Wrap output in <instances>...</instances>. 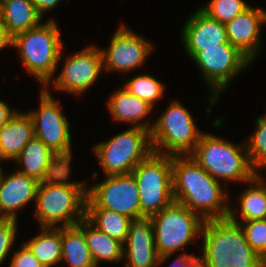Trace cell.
I'll list each match as a JSON object with an SVG mask.
<instances>
[{
	"label": "cell",
	"mask_w": 266,
	"mask_h": 267,
	"mask_svg": "<svg viewBox=\"0 0 266 267\" xmlns=\"http://www.w3.org/2000/svg\"><path fill=\"white\" fill-rule=\"evenodd\" d=\"M174 201L198 214L204 221L229 215L228 184L222 188L191 155L172 156ZM229 199V200H228Z\"/></svg>",
	"instance_id": "6da1fadb"
},
{
	"label": "cell",
	"mask_w": 266,
	"mask_h": 267,
	"mask_svg": "<svg viewBox=\"0 0 266 267\" xmlns=\"http://www.w3.org/2000/svg\"><path fill=\"white\" fill-rule=\"evenodd\" d=\"M71 167L57 176L39 182L35 199V219L41 227L56 228L77 225L85 218L87 185L68 181Z\"/></svg>",
	"instance_id": "7a4b0ae2"
},
{
	"label": "cell",
	"mask_w": 266,
	"mask_h": 267,
	"mask_svg": "<svg viewBox=\"0 0 266 267\" xmlns=\"http://www.w3.org/2000/svg\"><path fill=\"white\" fill-rule=\"evenodd\" d=\"M201 237L199 267H266V262L248 244L240 223L229 217L206 220Z\"/></svg>",
	"instance_id": "3957f363"
},
{
	"label": "cell",
	"mask_w": 266,
	"mask_h": 267,
	"mask_svg": "<svg viewBox=\"0 0 266 267\" xmlns=\"http://www.w3.org/2000/svg\"><path fill=\"white\" fill-rule=\"evenodd\" d=\"M58 23L53 19L13 37L12 47L17 49L27 72L49 87L57 66L62 61L63 41ZM49 85V86H48Z\"/></svg>",
	"instance_id": "277c9868"
},
{
	"label": "cell",
	"mask_w": 266,
	"mask_h": 267,
	"mask_svg": "<svg viewBox=\"0 0 266 267\" xmlns=\"http://www.w3.org/2000/svg\"><path fill=\"white\" fill-rule=\"evenodd\" d=\"M190 155L217 181L246 184L256 173L250 164L245 142L235 145L205 132Z\"/></svg>",
	"instance_id": "5b68a950"
},
{
	"label": "cell",
	"mask_w": 266,
	"mask_h": 267,
	"mask_svg": "<svg viewBox=\"0 0 266 267\" xmlns=\"http://www.w3.org/2000/svg\"><path fill=\"white\" fill-rule=\"evenodd\" d=\"M151 220L159 256L158 266L189 243H195L205 222L198 214L175 201L152 215Z\"/></svg>",
	"instance_id": "8992f818"
},
{
	"label": "cell",
	"mask_w": 266,
	"mask_h": 267,
	"mask_svg": "<svg viewBox=\"0 0 266 267\" xmlns=\"http://www.w3.org/2000/svg\"><path fill=\"white\" fill-rule=\"evenodd\" d=\"M154 122L151 145L154 153L163 155H190L203 132L181 102L172 101ZM164 149V150H163Z\"/></svg>",
	"instance_id": "52a82bcc"
},
{
	"label": "cell",
	"mask_w": 266,
	"mask_h": 267,
	"mask_svg": "<svg viewBox=\"0 0 266 267\" xmlns=\"http://www.w3.org/2000/svg\"><path fill=\"white\" fill-rule=\"evenodd\" d=\"M92 149L105 176L130 174L153 152L150 131L139 127H130L107 141L96 143Z\"/></svg>",
	"instance_id": "ba28073f"
},
{
	"label": "cell",
	"mask_w": 266,
	"mask_h": 267,
	"mask_svg": "<svg viewBox=\"0 0 266 267\" xmlns=\"http://www.w3.org/2000/svg\"><path fill=\"white\" fill-rule=\"evenodd\" d=\"M131 173L137 182L144 216L151 217L174 202L172 156L152 152Z\"/></svg>",
	"instance_id": "9c48e42d"
},
{
	"label": "cell",
	"mask_w": 266,
	"mask_h": 267,
	"mask_svg": "<svg viewBox=\"0 0 266 267\" xmlns=\"http://www.w3.org/2000/svg\"><path fill=\"white\" fill-rule=\"evenodd\" d=\"M51 95L48 87L42 88L38 110L27 113L32 118L35 137L70 166L73 154L69 121L63 115L60 101Z\"/></svg>",
	"instance_id": "30bf717a"
},
{
	"label": "cell",
	"mask_w": 266,
	"mask_h": 267,
	"mask_svg": "<svg viewBox=\"0 0 266 267\" xmlns=\"http://www.w3.org/2000/svg\"><path fill=\"white\" fill-rule=\"evenodd\" d=\"M86 209H106L131 219L143 217L133 174L105 176L104 181L88 186Z\"/></svg>",
	"instance_id": "8fae6325"
},
{
	"label": "cell",
	"mask_w": 266,
	"mask_h": 267,
	"mask_svg": "<svg viewBox=\"0 0 266 267\" xmlns=\"http://www.w3.org/2000/svg\"><path fill=\"white\" fill-rule=\"evenodd\" d=\"M197 64L207 85L211 88L210 104L217 103L221 92L228 87L233 77L244 71L252 61L238 48L231 44H222L220 48L204 49L193 59Z\"/></svg>",
	"instance_id": "7c38bea8"
},
{
	"label": "cell",
	"mask_w": 266,
	"mask_h": 267,
	"mask_svg": "<svg viewBox=\"0 0 266 267\" xmlns=\"http://www.w3.org/2000/svg\"><path fill=\"white\" fill-rule=\"evenodd\" d=\"M152 42L122 24L112 36L109 48H100L104 72H125L139 69L153 49Z\"/></svg>",
	"instance_id": "4fadbf2b"
},
{
	"label": "cell",
	"mask_w": 266,
	"mask_h": 267,
	"mask_svg": "<svg viewBox=\"0 0 266 267\" xmlns=\"http://www.w3.org/2000/svg\"><path fill=\"white\" fill-rule=\"evenodd\" d=\"M61 73L54 79L56 91H65L74 96L83 94L92 87L104 70L100 47L87 46L66 58Z\"/></svg>",
	"instance_id": "5bb4252c"
},
{
	"label": "cell",
	"mask_w": 266,
	"mask_h": 267,
	"mask_svg": "<svg viewBox=\"0 0 266 267\" xmlns=\"http://www.w3.org/2000/svg\"><path fill=\"white\" fill-rule=\"evenodd\" d=\"M181 31L184 50L190 59L204 49L230 44L225 24L210 18L199 8L189 16Z\"/></svg>",
	"instance_id": "9a60e30c"
},
{
	"label": "cell",
	"mask_w": 266,
	"mask_h": 267,
	"mask_svg": "<svg viewBox=\"0 0 266 267\" xmlns=\"http://www.w3.org/2000/svg\"><path fill=\"white\" fill-rule=\"evenodd\" d=\"M123 246L125 267H158L159 256L155 246L154 229L150 216L131 220Z\"/></svg>",
	"instance_id": "2e32d148"
},
{
	"label": "cell",
	"mask_w": 266,
	"mask_h": 267,
	"mask_svg": "<svg viewBox=\"0 0 266 267\" xmlns=\"http://www.w3.org/2000/svg\"><path fill=\"white\" fill-rule=\"evenodd\" d=\"M264 23L266 10L250 6L225 24L228 42L254 62L261 51L260 33Z\"/></svg>",
	"instance_id": "e0dca14e"
},
{
	"label": "cell",
	"mask_w": 266,
	"mask_h": 267,
	"mask_svg": "<svg viewBox=\"0 0 266 267\" xmlns=\"http://www.w3.org/2000/svg\"><path fill=\"white\" fill-rule=\"evenodd\" d=\"M22 166L17 170L38 182L51 179L60 174L68 165L40 139L33 137L14 159Z\"/></svg>",
	"instance_id": "ac0fdd59"
},
{
	"label": "cell",
	"mask_w": 266,
	"mask_h": 267,
	"mask_svg": "<svg viewBox=\"0 0 266 267\" xmlns=\"http://www.w3.org/2000/svg\"><path fill=\"white\" fill-rule=\"evenodd\" d=\"M39 182L21 172L2 174L0 180V218L18 220L17 211L35 201Z\"/></svg>",
	"instance_id": "d6986e66"
},
{
	"label": "cell",
	"mask_w": 266,
	"mask_h": 267,
	"mask_svg": "<svg viewBox=\"0 0 266 267\" xmlns=\"http://www.w3.org/2000/svg\"><path fill=\"white\" fill-rule=\"evenodd\" d=\"M106 104L110 115L116 122H124L132 124L131 127L152 131L154 123L151 124L147 116L154 108L147 102L130 94L123 87L115 91Z\"/></svg>",
	"instance_id": "ffe728a7"
},
{
	"label": "cell",
	"mask_w": 266,
	"mask_h": 267,
	"mask_svg": "<svg viewBox=\"0 0 266 267\" xmlns=\"http://www.w3.org/2000/svg\"><path fill=\"white\" fill-rule=\"evenodd\" d=\"M34 124L27 112L20 111L0 128V149L3 158L14 160L34 137Z\"/></svg>",
	"instance_id": "44dd1931"
},
{
	"label": "cell",
	"mask_w": 266,
	"mask_h": 267,
	"mask_svg": "<svg viewBox=\"0 0 266 267\" xmlns=\"http://www.w3.org/2000/svg\"><path fill=\"white\" fill-rule=\"evenodd\" d=\"M42 18L31 0H1L0 20L12 37L36 27Z\"/></svg>",
	"instance_id": "7402d4cb"
},
{
	"label": "cell",
	"mask_w": 266,
	"mask_h": 267,
	"mask_svg": "<svg viewBox=\"0 0 266 267\" xmlns=\"http://www.w3.org/2000/svg\"><path fill=\"white\" fill-rule=\"evenodd\" d=\"M247 183L249 187L239 195V215L236 214L239 209H232L231 206L229 209L228 217L236 223L266 219V188L264 184L256 176Z\"/></svg>",
	"instance_id": "603a6c76"
},
{
	"label": "cell",
	"mask_w": 266,
	"mask_h": 267,
	"mask_svg": "<svg viewBox=\"0 0 266 267\" xmlns=\"http://www.w3.org/2000/svg\"><path fill=\"white\" fill-rule=\"evenodd\" d=\"M83 231L87 246L98 267L99 262H119L123 260V243L109 237L92 225L86 218L77 224Z\"/></svg>",
	"instance_id": "cb8c5ba5"
},
{
	"label": "cell",
	"mask_w": 266,
	"mask_h": 267,
	"mask_svg": "<svg viewBox=\"0 0 266 267\" xmlns=\"http://www.w3.org/2000/svg\"><path fill=\"white\" fill-rule=\"evenodd\" d=\"M61 252V263L66 261L69 267H97L78 225L61 227Z\"/></svg>",
	"instance_id": "d4e9b609"
},
{
	"label": "cell",
	"mask_w": 266,
	"mask_h": 267,
	"mask_svg": "<svg viewBox=\"0 0 266 267\" xmlns=\"http://www.w3.org/2000/svg\"><path fill=\"white\" fill-rule=\"evenodd\" d=\"M40 233L24 243L45 267L60 264L61 227H41Z\"/></svg>",
	"instance_id": "484cf974"
},
{
	"label": "cell",
	"mask_w": 266,
	"mask_h": 267,
	"mask_svg": "<svg viewBox=\"0 0 266 267\" xmlns=\"http://www.w3.org/2000/svg\"><path fill=\"white\" fill-rule=\"evenodd\" d=\"M85 218L109 237L125 243L131 218L106 209H86Z\"/></svg>",
	"instance_id": "4316f807"
},
{
	"label": "cell",
	"mask_w": 266,
	"mask_h": 267,
	"mask_svg": "<svg viewBox=\"0 0 266 267\" xmlns=\"http://www.w3.org/2000/svg\"><path fill=\"white\" fill-rule=\"evenodd\" d=\"M123 88L152 107L159 99H162L165 91L163 83L149 74L135 75L127 80Z\"/></svg>",
	"instance_id": "83f0119b"
},
{
	"label": "cell",
	"mask_w": 266,
	"mask_h": 267,
	"mask_svg": "<svg viewBox=\"0 0 266 267\" xmlns=\"http://www.w3.org/2000/svg\"><path fill=\"white\" fill-rule=\"evenodd\" d=\"M255 121L256 129L245 144L250 164L255 170L261 171L266 169V113Z\"/></svg>",
	"instance_id": "f1b7e54d"
},
{
	"label": "cell",
	"mask_w": 266,
	"mask_h": 267,
	"mask_svg": "<svg viewBox=\"0 0 266 267\" xmlns=\"http://www.w3.org/2000/svg\"><path fill=\"white\" fill-rule=\"evenodd\" d=\"M249 7L250 5L244 0H210L208 4L199 8L210 18L227 24Z\"/></svg>",
	"instance_id": "f546056e"
},
{
	"label": "cell",
	"mask_w": 266,
	"mask_h": 267,
	"mask_svg": "<svg viewBox=\"0 0 266 267\" xmlns=\"http://www.w3.org/2000/svg\"><path fill=\"white\" fill-rule=\"evenodd\" d=\"M240 225L250 247L266 262V219L242 222Z\"/></svg>",
	"instance_id": "4dcf8cb0"
},
{
	"label": "cell",
	"mask_w": 266,
	"mask_h": 267,
	"mask_svg": "<svg viewBox=\"0 0 266 267\" xmlns=\"http://www.w3.org/2000/svg\"><path fill=\"white\" fill-rule=\"evenodd\" d=\"M18 220L0 218V265L11 253V248L16 241Z\"/></svg>",
	"instance_id": "1f68e13d"
},
{
	"label": "cell",
	"mask_w": 266,
	"mask_h": 267,
	"mask_svg": "<svg viewBox=\"0 0 266 267\" xmlns=\"http://www.w3.org/2000/svg\"><path fill=\"white\" fill-rule=\"evenodd\" d=\"M9 267H45L39 262L29 248L24 244L16 250L11 258Z\"/></svg>",
	"instance_id": "d6a6232c"
},
{
	"label": "cell",
	"mask_w": 266,
	"mask_h": 267,
	"mask_svg": "<svg viewBox=\"0 0 266 267\" xmlns=\"http://www.w3.org/2000/svg\"><path fill=\"white\" fill-rule=\"evenodd\" d=\"M199 256L193 254L182 253L178 256L169 267H199Z\"/></svg>",
	"instance_id": "836d02e7"
},
{
	"label": "cell",
	"mask_w": 266,
	"mask_h": 267,
	"mask_svg": "<svg viewBox=\"0 0 266 267\" xmlns=\"http://www.w3.org/2000/svg\"><path fill=\"white\" fill-rule=\"evenodd\" d=\"M37 12L43 17L45 12H49L58 6L61 0H31Z\"/></svg>",
	"instance_id": "e575fe53"
},
{
	"label": "cell",
	"mask_w": 266,
	"mask_h": 267,
	"mask_svg": "<svg viewBox=\"0 0 266 267\" xmlns=\"http://www.w3.org/2000/svg\"><path fill=\"white\" fill-rule=\"evenodd\" d=\"M16 113L17 111H12V108L7 103L0 100V128L7 121H9Z\"/></svg>",
	"instance_id": "d590c367"
},
{
	"label": "cell",
	"mask_w": 266,
	"mask_h": 267,
	"mask_svg": "<svg viewBox=\"0 0 266 267\" xmlns=\"http://www.w3.org/2000/svg\"><path fill=\"white\" fill-rule=\"evenodd\" d=\"M13 37L8 33L6 27L0 20V50L7 47L12 46Z\"/></svg>",
	"instance_id": "8d00e7d4"
},
{
	"label": "cell",
	"mask_w": 266,
	"mask_h": 267,
	"mask_svg": "<svg viewBox=\"0 0 266 267\" xmlns=\"http://www.w3.org/2000/svg\"><path fill=\"white\" fill-rule=\"evenodd\" d=\"M261 172H259V170H256L255 176L264 184L265 188H266V183H265V179H263V176L261 177Z\"/></svg>",
	"instance_id": "74e56055"
},
{
	"label": "cell",
	"mask_w": 266,
	"mask_h": 267,
	"mask_svg": "<svg viewBox=\"0 0 266 267\" xmlns=\"http://www.w3.org/2000/svg\"><path fill=\"white\" fill-rule=\"evenodd\" d=\"M1 161L4 162V161H6V160L3 158V156H2V152H1V149H0V162H1Z\"/></svg>",
	"instance_id": "f35d334b"
},
{
	"label": "cell",
	"mask_w": 266,
	"mask_h": 267,
	"mask_svg": "<svg viewBox=\"0 0 266 267\" xmlns=\"http://www.w3.org/2000/svg\"><path fill=\"white\" fill-rule=\"evenodd\" d=\"M2 174H3V171H2L1 163H0V180H1Z\"/></svg>",
	"instance_id": "ab89813d"
},
{
	"label": "cell",
	"mask_w": 266,
	"mask_h": 267,
	"mask_svg": "<svg viewBox=\"0 0 266 267\" xmlns=\"http://www.w3.org/2000/svg\"><path fill=\"white\" fill-rule=\"evenodd\" d=\"M0 16H1V0H0Z\"/></svg>",
	"instance_id": "60d3db41"
}]
</instances>
